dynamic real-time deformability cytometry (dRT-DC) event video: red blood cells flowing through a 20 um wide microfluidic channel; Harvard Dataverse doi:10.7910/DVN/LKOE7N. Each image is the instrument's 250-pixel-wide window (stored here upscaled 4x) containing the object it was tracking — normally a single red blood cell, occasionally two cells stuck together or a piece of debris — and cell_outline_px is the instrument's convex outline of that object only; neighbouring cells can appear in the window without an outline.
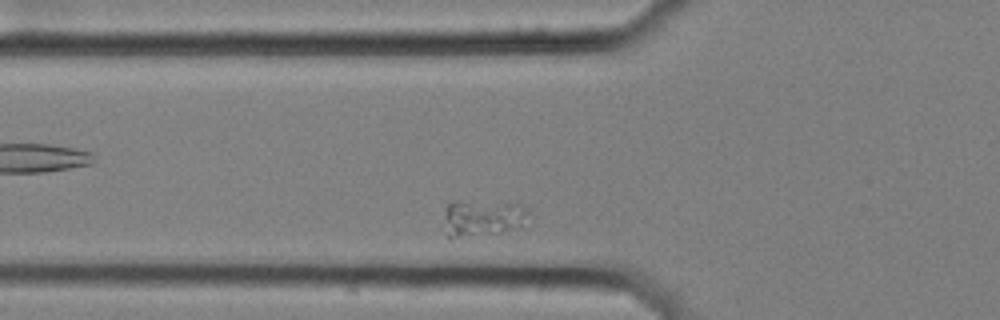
{"species": "common noctule bat (a hibernating species)", "species_latin": "Nyctalus noctula", "temperature_condition": "cold", "stored_images_in_passage": 5, "camera_frame_rate_fps": 3000, "um_per_image_px": 0.085, "animal": {"sex": "female", "body_mass_g": 25.1}, "frame": {"image": 1, "passage_image": 2, "time_ms": 0.333, "image_size_px": [1000, 320], "cell_outline_px": [[528, 212], [508, 228], [500, 232], [448, 240], [448, 204], [452, 200], [456, 200], [516, 204]], "centroid_in_image_um": [40.86, 18.53], "position_along_channel_um": 84.9, "area_um2": 16.53}}
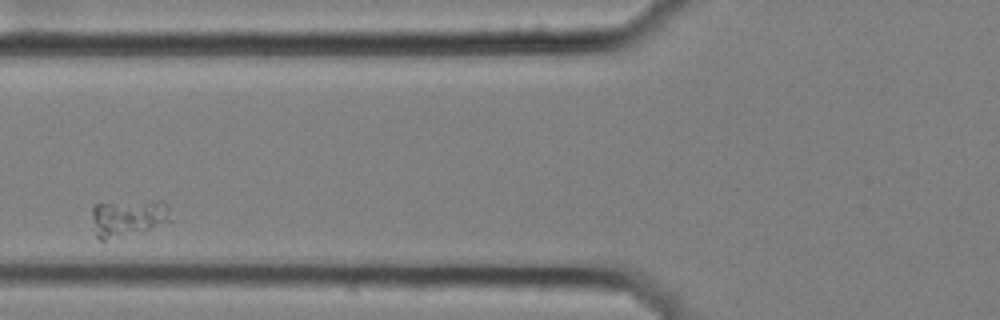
{"frame": {"image": 2, "passage_image": 3, "time_ms": 0.667, "image_size_px": [1000, 320], "cell_outline_px": [[172, 220], [148, 228], [104, 240], [100, 240], [96, 236], [92, 216], [92, 208], [96, 204], [156, 200], [164, 200], [168, 208]], "centroid_in_image_um": [10.89, 18.48], "position_along_channel_um": 114.9, "area_um2": 16.42}}